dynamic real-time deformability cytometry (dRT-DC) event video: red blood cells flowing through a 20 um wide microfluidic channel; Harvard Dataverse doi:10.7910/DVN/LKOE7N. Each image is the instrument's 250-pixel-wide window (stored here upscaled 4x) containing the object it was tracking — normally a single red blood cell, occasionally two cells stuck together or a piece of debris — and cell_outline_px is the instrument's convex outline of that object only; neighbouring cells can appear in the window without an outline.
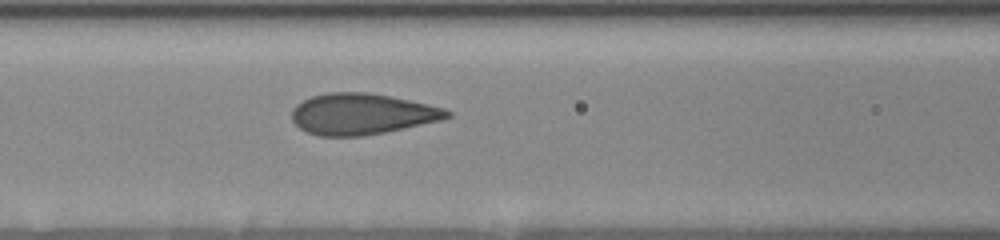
{"species": "human", "species_latin": "Homo sapiens", "temperature_condition": "room temperature", "stored_images_in_passage": 13, "camera_frame_rate_fps": 3000, "um_per_image_px": 0.085, "donor": {"sex": "female"}, "frame": {"image": 1, "passage_image": 13, "time_ms": 5.667, "image_size_px": [1000, 240], "cell_outline_px": [[452, 116], [440, 120], [384, 132], [360, 136], [320, 136], [308, 132], [300, 128], [292, 120], [292, 108], [296, 104], [312, 96], [328, 92], [368, 92], [392, 96], [428, 104], [444, 108], [452, 112]], "centroid_in_image_um": [30.75, 9.68], "position_along_channel_um": 135.8, "area_um2": 37.05}}